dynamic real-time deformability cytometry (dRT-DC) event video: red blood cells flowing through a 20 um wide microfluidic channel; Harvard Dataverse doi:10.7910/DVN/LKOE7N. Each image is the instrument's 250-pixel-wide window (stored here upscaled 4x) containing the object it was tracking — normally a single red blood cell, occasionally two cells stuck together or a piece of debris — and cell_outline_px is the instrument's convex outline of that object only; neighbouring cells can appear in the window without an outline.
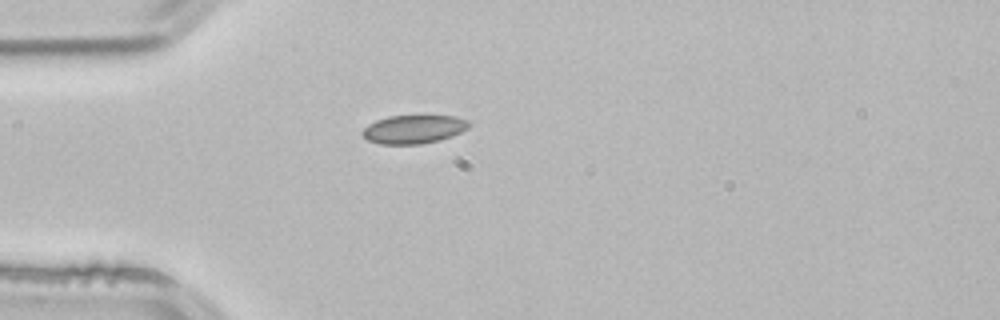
{"species": "common noctule bat (a hibernating species)", "species_latin": "Nyctalus noctula", "temperature_condition": "room temperature", "stored_images_in_passage": 1, "camera_frame_rate_fps": 3000, "um_per_image_px": 0.085, "animal": {"sex": "male", "body_mass_g": 21.5, "forearm_length_mm": 52.0}, "frame": {"image": 1, "passage_image": 1, "time_ms": 0.0, "image_size_px": [1000, 320], "cell_outline_px": [[472, 124], [468, 128], [452, 136], [440, 140], [420, 144], [380, 144], [368, 140], [360, 132], [368, 124], [376, 120], [388, 116], [420, 112], [456, 116], [468, 120]], "centroid_in_image_um": [35.21, 10.92], "position_along_channel_um": 49.8, "area_um2": 18.73}}